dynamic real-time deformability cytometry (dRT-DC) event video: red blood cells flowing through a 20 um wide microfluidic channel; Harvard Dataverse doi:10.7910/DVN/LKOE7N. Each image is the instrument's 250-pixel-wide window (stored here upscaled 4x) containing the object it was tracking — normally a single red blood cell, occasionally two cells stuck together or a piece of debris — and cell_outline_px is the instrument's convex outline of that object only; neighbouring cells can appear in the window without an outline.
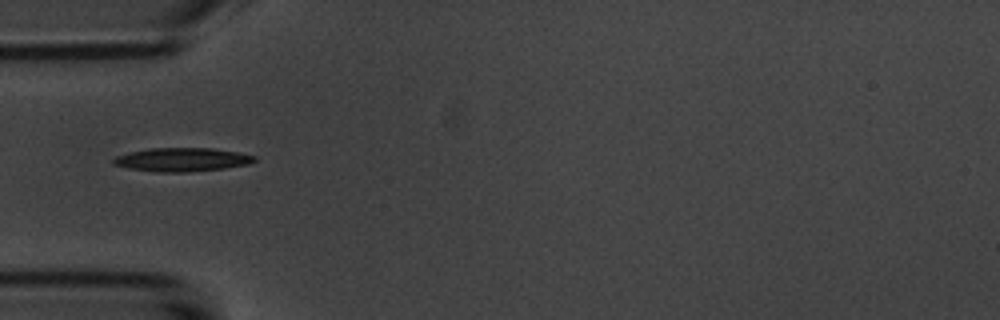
{"species": "common noctule bat (a hibernating species)", "species_latin": "Nyctalus noctula", "temperature_condition": "room temperature", "stored_images_in_passage": 3, "camera_frame_rate_fps": 3000, "um_per_image_px": 0.085, "animal": {"sex": "male", "body_mass_g": 20.1, "forearm_length_mm": 53.5}, "frame": {"image": 1, "passage_image": 3, "time_ms": 2.333, "image_size_px": [1000, 320], "cell_outline_px": [[256, 160], [248, 164], [224, 168], [188, 172], [156, 172], [128, 168], [112, 164], [112, 160], [116, 156], [128, 152], [148, 148], [212, 148], [236, 152], [256, 156]], "centroid_in_image_um": [15.43, 13.56], "position_along_channel_um": 69.6, "area_um2": 19.42}}